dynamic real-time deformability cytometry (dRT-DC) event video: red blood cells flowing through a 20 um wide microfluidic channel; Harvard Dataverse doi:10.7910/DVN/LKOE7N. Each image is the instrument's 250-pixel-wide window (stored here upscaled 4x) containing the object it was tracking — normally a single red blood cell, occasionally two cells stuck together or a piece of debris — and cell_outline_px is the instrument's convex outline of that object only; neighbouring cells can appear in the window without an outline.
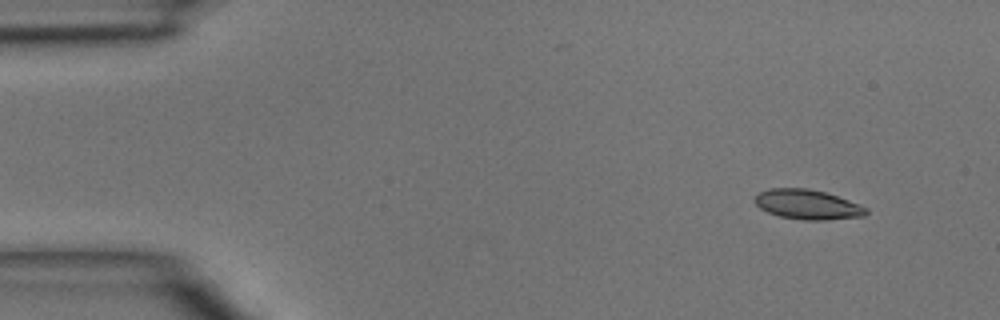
{"species": "common noctule bat (a hibernating species)", "species_latin": "Nyctalus noctula", "temperature_condition": "room temperature", "stored_images_in_passage": 45, "camera_frame_rate_fps": 3000, "um_per_image_px": 0.085, "animal": {"sex": "male", "body_mass_g": 15.6}, "frame": {"image": 1, "passage_image": 3, "time_ms": 0.667, "image_size_px": [1000, 320], "cell_outline_px": [[868, 212], [864, 216], [824, 220], [804, 220], [780, 216], [768, 212], [760, 208], [756, 204], [756, 196], [760, 192], [768, 188], [808, 188], [824, 192], [848, 200], [868, 208]], "centroid_in_image_um": [68.64, 17.38], "position_along_channel_um": 16.4, "area_um2": 19.07}}
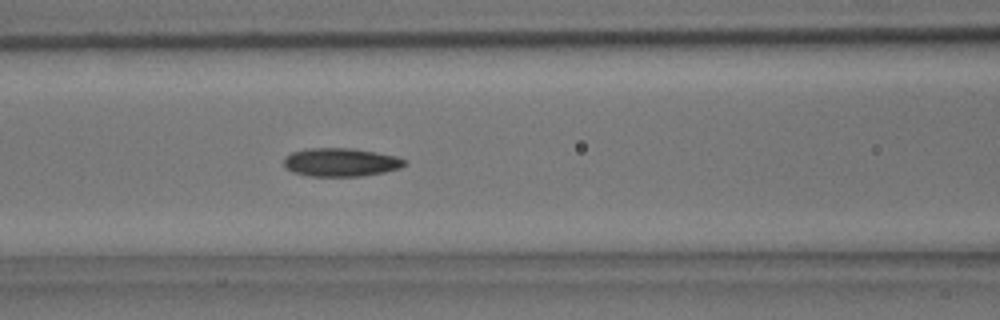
{"frame": {"image": 2, "passage_image": 18, "time_ms": 5.667, "image_size_px": [1000, 320], "cell_outline_px": [[408, 164], [400, 168], [384, 172], [360, 176], [312, 176], [296, 172], [288, 168], [284, 164], [284, 156], [292, 152], [308, 148], [352, 148], [376, 152], [396, 156], [408, 160]], "centroid_in_image_um": [29.02, 13.78], "position_along_channel_um": 137.6, "area_um2": 19.94}}
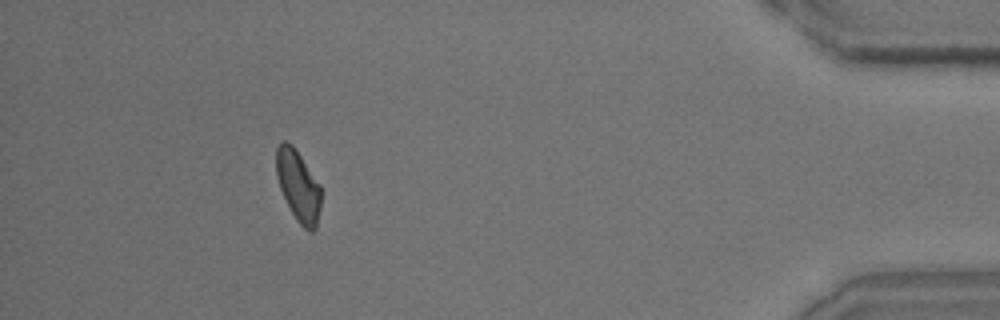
{"frame": {"image": 3, "passage_image": 41, "time_ms": 13.333, "image_size_px": [1000, 320], "cell_outline_px": [[320, 208], [316, 228], [312, 232], [308, 232], [296, 220], [280, 188], [276, 176], [276, 148], [280, 140], [284, 140], [292, 144], [320, 184]], "centroid_in_image_um": [25.34, 15.78], "position_along_channel_um": 409.9, "area_um2": 18.5}}